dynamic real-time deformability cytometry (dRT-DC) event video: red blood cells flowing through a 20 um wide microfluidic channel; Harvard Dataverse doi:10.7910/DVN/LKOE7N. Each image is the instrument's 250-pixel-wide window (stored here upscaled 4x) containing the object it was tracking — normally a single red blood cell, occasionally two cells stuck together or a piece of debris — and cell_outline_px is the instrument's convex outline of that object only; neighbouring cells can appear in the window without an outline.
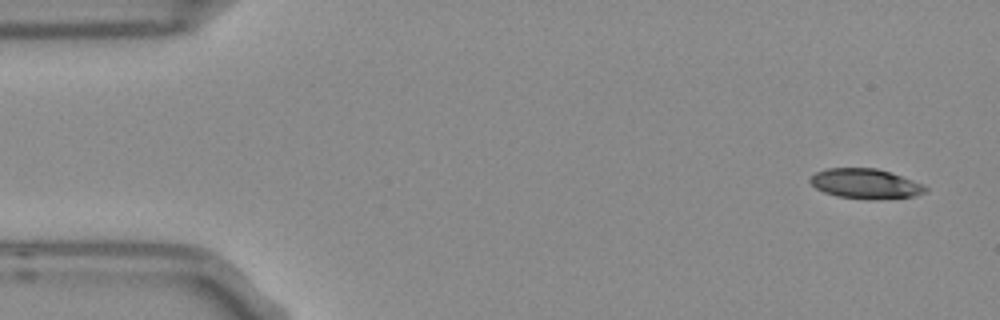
{"species": "Egyptian fruit bat (a non-hibernating species)", "species_latin": "Rousettus aegyptiacus", "temperature_condition": "room temperature", "stored_images_in_passage": 6, "camera_frame_rate_fps": 3000, "um_per_image_px": 0.085, "frame": {"image": 1, "passage_image": 1, "time_ms": 0.0, "image_size_px": [1000, 320], "cell_outline_px": [[928, 192], [916, 196], [872, 200], [868, 200], [836, 196], [824, 192], [816, 188], [808, 180], [816, 172], [828, 168], [876, 168], [924, 184], [928, 188]], "centroid_in_image_um": [73.58, 15.63], "position_along_channel_um": 11.4, "area_um2": 20.17}}
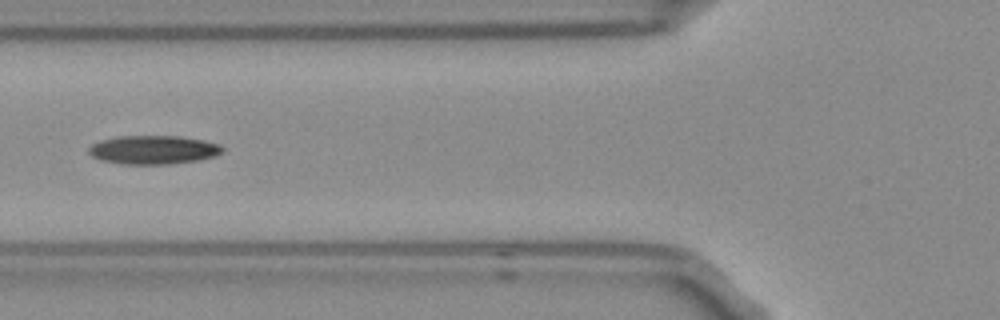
{"frame": {"image": 2, "passage_image": 6, "time_ms": 1.667, "image_size_px": [1000, 320], "cell_outline_px": [[224, 152], [216, 156], [200, 160], [172, 164], [124, 164], [100, 160], [92, 156], [88, 152], [88, 148], [92, 144], [104, 140], [120, 136], [180, 136], [204, 140], [220, 144], [224, 148]], "centroid_in_image_um": [13.1, 12.74], "position_along_channel_um": 112.7, "area_um2": 22.48}}